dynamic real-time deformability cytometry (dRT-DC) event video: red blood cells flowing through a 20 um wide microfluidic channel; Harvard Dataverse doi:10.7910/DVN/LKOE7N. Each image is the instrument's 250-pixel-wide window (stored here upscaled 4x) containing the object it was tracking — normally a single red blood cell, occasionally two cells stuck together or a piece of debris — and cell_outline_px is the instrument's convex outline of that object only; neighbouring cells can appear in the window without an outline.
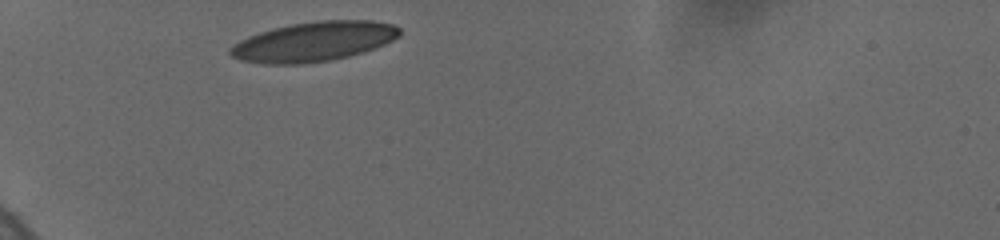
{"species": "human", "species_latin": "Homo sapiens", "temperature_condition": "cold", "stored_images_in_passage": 13, "camera_frame_rate_fps": 3000, "um_per_image_px": 0.085, "donor": {"sex": "female"}, "frame": {"image": 1, "passage_image": 1, "time_ms": 0.0, "image_size_px": [1000, 240], "cell_outline_px": [[400, 36], [384, 44], [364, 52], [332, 60], [304, 64], [264, 64], [240, 60], [232, 56], [228, 52], [228, 48], [232, 44], [248, 36], [272, 28], [292, 24], [320, 20], [372, 20], [392, 24], [400, 28]], "centroid_in_image_um": [26.65, 3.54], "position_along_channel_um": 58.4, "area_um2": 39.3}}
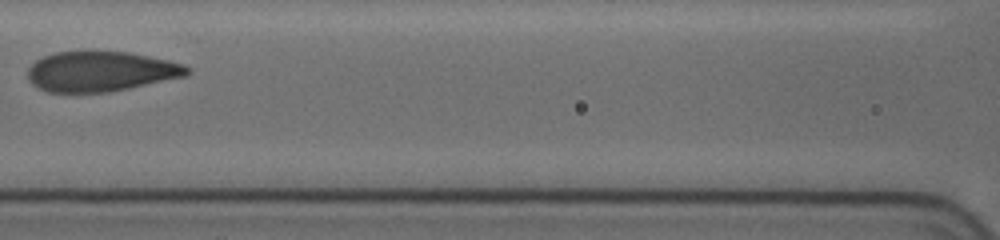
{"frame": {"image": 2, "passage_image": 6, "time_ms": 3.333, "image_size_px": [1000, 240], "cell_outline_px": [[192, 72], [184, 76], [112, 92], [48, 92], [36, 88], [28, 80], [28, 68], [36, 60], [44, 56], [56, 52], [128, 52], [168, 60], [184, 64], [192, 68]], "centroid_in_image_um": [8.57, 6.08], "position_along_channel_um": 158.0, "area_um2": 37.22}}
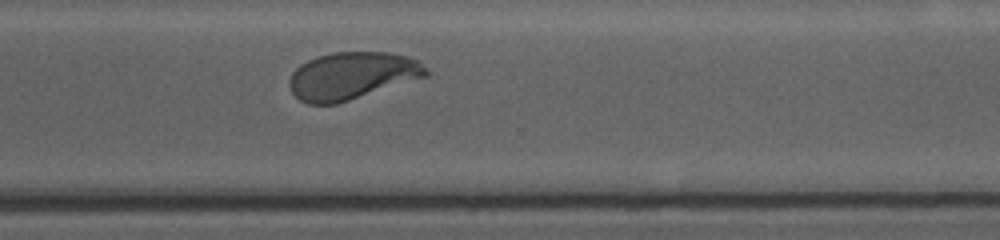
{"frame": {"image": 3, "passage_image": 13, "time_ms": 8.333, "image_size_px": [1000, 240], "cell_outline_px": [[428, 76], [336, 104], [308, 104], [300, 100], [292, 92], [288, 84], [288, 80], [292, 72], [300, 64], [316, 56], [336, 52], [388, 52], [408, 56], [416, 60], [428, 72]], "centroid_in_image_um": [29.87, 6.44], "position_along_channel_um": 340.7, "area_um2": 37.57}}